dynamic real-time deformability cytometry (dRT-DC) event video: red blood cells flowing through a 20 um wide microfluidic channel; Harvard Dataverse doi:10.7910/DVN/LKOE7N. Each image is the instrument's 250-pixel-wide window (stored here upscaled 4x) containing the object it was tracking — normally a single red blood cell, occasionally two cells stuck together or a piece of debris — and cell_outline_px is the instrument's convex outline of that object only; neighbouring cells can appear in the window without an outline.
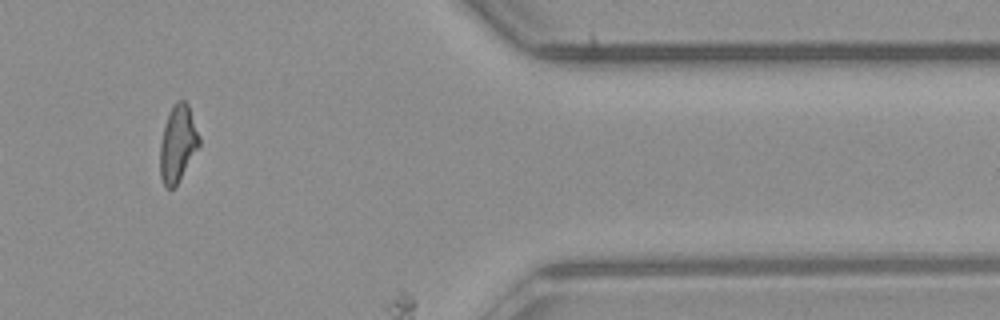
{"species": "common noctule bat (a hibernating species)", "species_latin": "Nyctalus noctula", "temperature_condition": "room temperature", "stored_images_in_passage": 49, "camera_frame_rate_fps": 3000, "um_per_image_px": 0.085, "animal": {"sex": "male", "body_mass_g": 23.1, "forearm_length_mm": 52.7}, "frame": {"image": 1, "passage_image": 41, "time_ms": 13.333, "image_size_px": [1000, 320], "cell_outline_px": [[200, 144], [176, 184], [172, 188], [164, 188], [160, 176], [160, 144], [164, 128], [168, 116], [176, 100], [184, 100], [188, 104], [200, 136]], "centroid_in_image_um": [15.11, 12.2], "position_along_channel_um": 396.3, "area_um2": 17.11}}
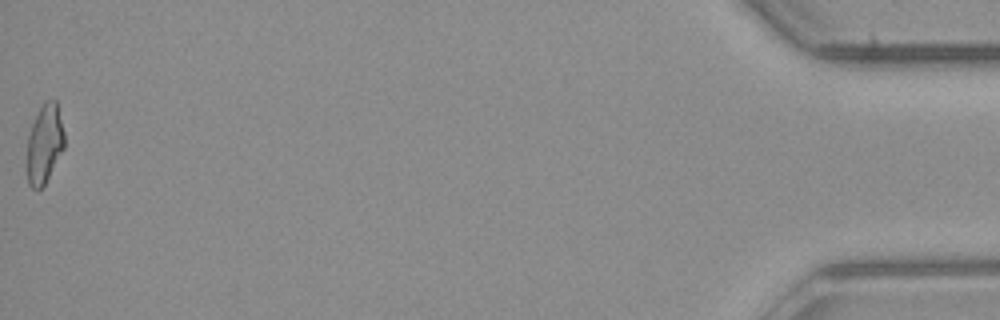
{"frame": {"image": 2, "passage_image": 49, "time_ms": 16.0, "image_size_px": [1000, 320], "cell_outline_px": [[64, 148], [44, 184], [40, 188], [32, 188], [28, 184], [28, 136], [32, 124], [44, 100], [56, 100], [64, 132]], "centroid_in_image_um": [3.79, 12.2], "position_along_channel_um": 431.4, "area_um2": 16.76}}